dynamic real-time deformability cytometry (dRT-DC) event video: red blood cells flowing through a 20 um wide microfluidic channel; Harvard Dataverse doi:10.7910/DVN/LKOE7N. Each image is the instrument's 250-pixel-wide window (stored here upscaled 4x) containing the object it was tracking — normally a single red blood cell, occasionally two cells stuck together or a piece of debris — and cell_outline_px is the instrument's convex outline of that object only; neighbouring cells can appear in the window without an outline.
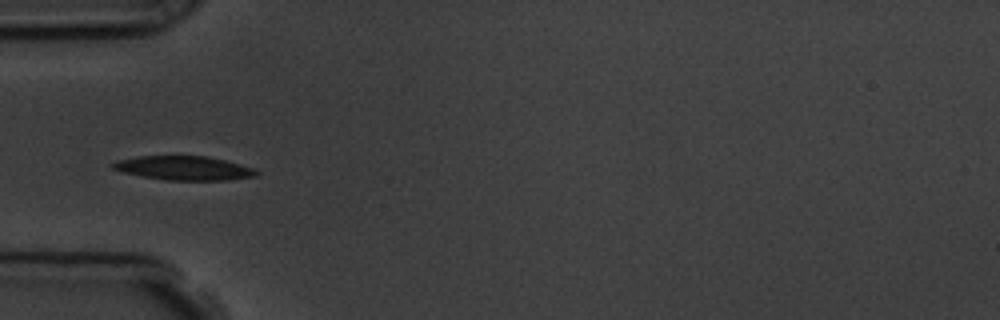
{"species": "common noctule bat (a hibernating species)", "species_latin": "Nyctalus noctula", "temperature_condition": "room temperature", "stored_images_in_passage": 5, "camera_frame_rate_fps": 3000, "um_per_image_px": 0.085, "animal": {"sex": "male", "body_mass_g": 19.5, "forearm_length_mm": 54.6}, "frame": {"image": 1, "passage_image": 4, "time_ms": 4.333, "image_size_px": [1000, 320], "cell_outline_px": [[260, 172], [256, 176], [228, 180], [164, 180], [120, 172], [112, 168], [108, 164], [116, 160], [136, 156], [208, 156], [224, 160], [252, 168]], "centroid_in_image_um": [15.55, 14.29], "position_along_channel_um": 69.4, "area_um2": 20.23}}